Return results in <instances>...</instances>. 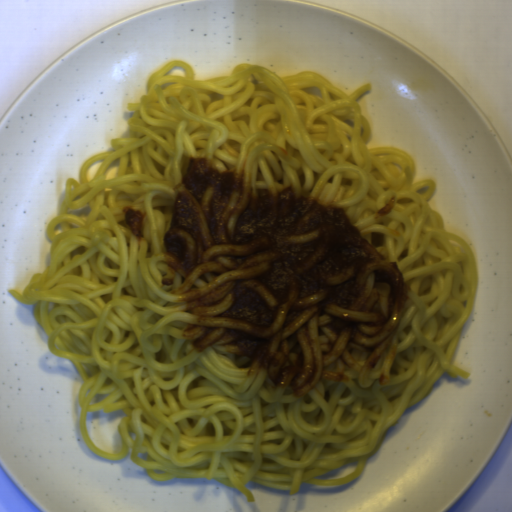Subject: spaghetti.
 I'll return each mask as SVG.
<instances>
[{
	"instance_id": "obj_1",
	"label": "spaghetti",
	"mask_w": 512,
	"mask_h": 512,
	"mask_svg": "<svg viewBox=\"0 0 512 512\" xmlns=\"http://www.w3.org/2000/svg\"><path fill=\"white\" fill-rule=\"evenodd\" d=\"M174 66L185 77L168 75ZM371 91L367 84L346 94L310 70L281 76L249 62L195 79L186 61L173 60L127 104L126 137L86 160L79 182L66 179L59 216L45 232L47 267L22 294H8L32 305L50 353L73 362L77 428L91 450L114 462L129 456L158 482L216 479L247 503L256 502L247 482L289 495L302 482L342 487L443 374L468 380L453 362L479 286L475 255L432 208L435 181L415 183L411 153L367 147L372 127L356 100ZM192 156L238 173L254 190L290 184L338 203L401 265L408 306L375 365L294 398L286 388L270 391L219 349H193L177 297L161 281L175 186ZM103 158L87 181L88 167ZM117 158L116 177L105 181ZM391 199L389 214L379 216ZM127 206L143 214L141 239L125 227ZM122 408L121 452L98 450L86 434L88 412ZM356 459L347 476L316 478Z\"/></svg>"
}]
</instances>
